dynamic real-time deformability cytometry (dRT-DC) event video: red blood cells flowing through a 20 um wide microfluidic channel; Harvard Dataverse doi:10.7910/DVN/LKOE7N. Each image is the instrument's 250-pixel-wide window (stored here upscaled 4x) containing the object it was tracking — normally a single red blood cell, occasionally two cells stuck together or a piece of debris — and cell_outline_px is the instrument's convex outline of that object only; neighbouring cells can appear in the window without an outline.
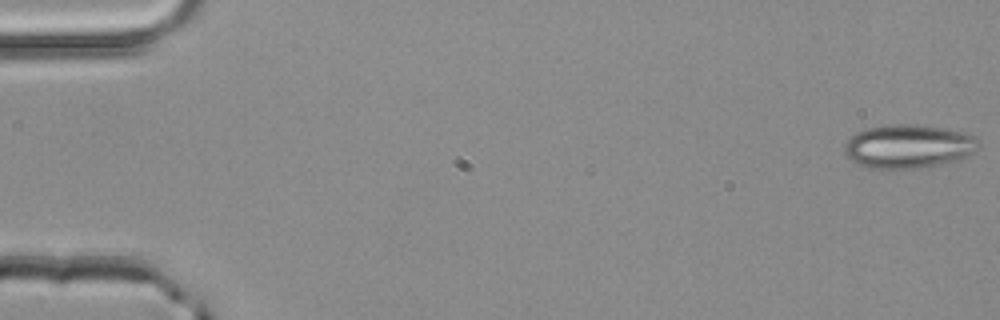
{"species": "common noctule bat (a hibernating species)", "species_latin": "Nyctalus noctula", "temperature_condition": "room temperature", "stored_images_in_passage": 4, "camera_frame_rate_fps": 3000, "um_per_image_px": 0.085, "animal": {"sex": "male", "body_mass_g": 20.4}, "frame": {"image": 1, "passage_image": 1, "time_ms": 0.0, "image_size_px": [1000, 320], "cell_outline_px": [[980, 144], [972, 152], [960, 160], [916, 168], [868, 168], [856, 164], [844, 152], [844, 144], [856, 132], [864, 128], [888, 124], [916, 124], [944, 128], [968, 132], [976, 136]], "centroid_in_image_um": [77.22, 12.42], "position_along_channel_um": 7.8, "area_um2": 34.33}}